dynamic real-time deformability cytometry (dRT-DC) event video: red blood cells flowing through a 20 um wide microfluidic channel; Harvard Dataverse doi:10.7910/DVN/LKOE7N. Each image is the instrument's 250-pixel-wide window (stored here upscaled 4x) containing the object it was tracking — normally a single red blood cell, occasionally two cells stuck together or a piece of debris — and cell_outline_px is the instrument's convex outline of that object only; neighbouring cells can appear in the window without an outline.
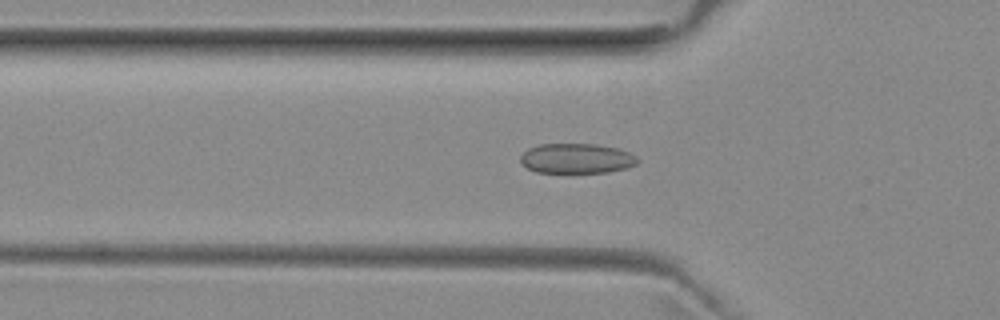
{"species": "common noctule bat (a hibernating species)", "species_latin": "Nyctalus noctula", "temperature_condition": "room temperature", "stored_images_in_passage": 49, "camera_frame_rate_fps": 3000, "um_per_image_px": 0.085, "animal": {"sex": "female", "body_mass_g": 29.2, "forearm_length_mm": 56.3}, "frame": {"image": 1, "passage_image": 17, "time_ms": 5.333, "image_size_px": [1000, 320], "cell_outline_px": [[640, 160], [636, 164], [628, 168], [608, 172], [568, 176], [536, 172], [520, 164], [520, 156], [528, 148], [540, 144], [596, 144], [616, 148], [628, 152], [636, 156]], "centroid_in_image_um": [48.98, 13.53], "position_along_channel_um": 76.8, "area_um2": 21.5}}
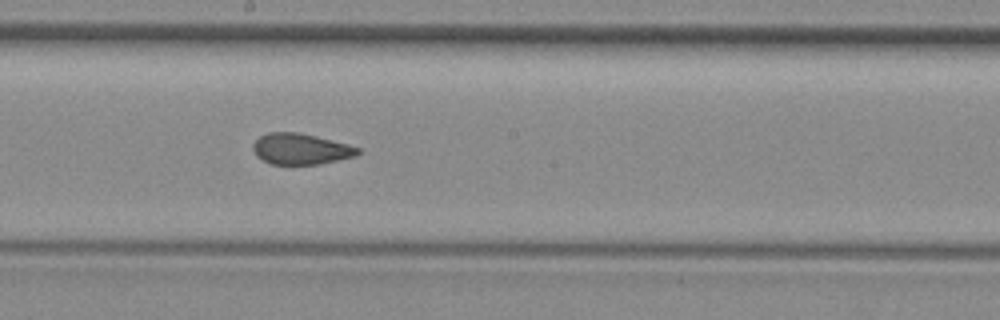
{"frame": {"image": 2, "passage_image": 28, "time_ms": 9.0, "image_size_px": [1000, 320], "cell_outline_px": [[360, 152], [356, 156], [320, 164], [272, 164], [256, 156], [252, 148], [252, 144], [260, 136], [268, 132], [296, 132], [316, 136], [348, 144], [360, 148]], "centroid_in_image_um": [25.56, 12.66], "position_along_channel_um": 222.6, "area_um2": 18.9}}
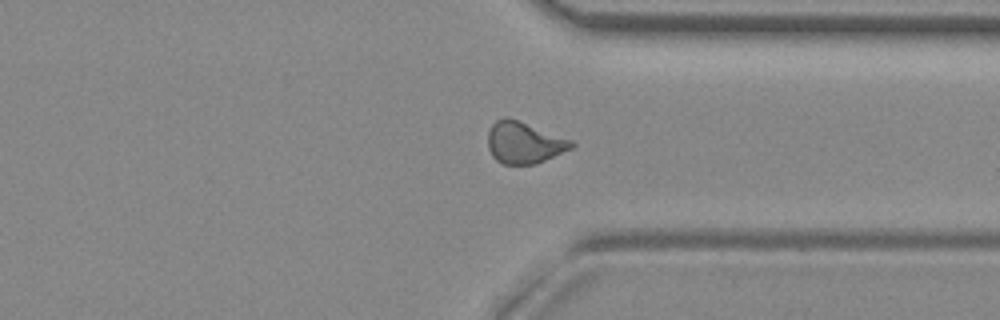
{"frame": {"image": 3, "passage_image": 39, "time_ms": 12.667, "image_size_px": [1000, 320], "cell_outline_px": [[576, 144], [572, 148], [536, 164], [504, 164], [496, 160], [492, 156], [488, 148], [488, 132], [492, 124], [496, 120], [504, 116], [508, 116], [572, 140]], "centroid_in_image_um": [44.53, 12.11], "position_along_channel_um": 366.9, "area_um2": 20.35}, "authors_computed_cell_mechanics": {"area_um2": 20.1144, "velocity_mm_per_s": 3.9621, "shape_relaxation_time_tau1_ms": null, "shape_relaxation_time_tau2_ms": 1.0893, "deformation_change_tau1": null, "deformation_change_tau2": 0.0609}}